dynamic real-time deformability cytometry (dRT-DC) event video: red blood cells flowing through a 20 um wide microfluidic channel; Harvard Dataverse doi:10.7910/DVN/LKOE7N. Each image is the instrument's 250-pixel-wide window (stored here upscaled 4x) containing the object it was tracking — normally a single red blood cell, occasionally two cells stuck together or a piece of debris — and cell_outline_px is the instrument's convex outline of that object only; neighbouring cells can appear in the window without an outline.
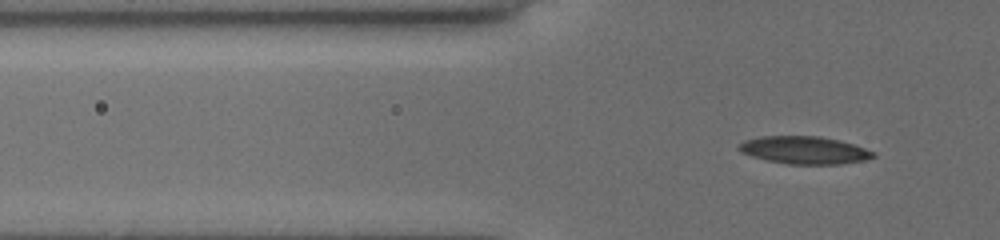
{"species": "common noctule bat (a hibernating species)", "species_latin": "Nyctalus noctula", "temperature_condition": "cold", "stored_images_in_passage": 39, "camera_frame_rate_fps": 3000, "um_per_image_px": 0.085, "animal": {"sex": "female", "body_mass_g": 19.5, "forearm_length_mm": 54.1}, "frame": {"image": 1, "passage_image": 5, "time_ms": 1.333, "image_size_px": [1000, 240], "cell_outline_px": [[876, 156], [864, 160], [840, 164], [788, 164], [768, 160], [752, 156], [740, 152], [736, 148], [744, 140], [760, 136], [820, 136], [840, 140], [876, 152]], "centroid_in_image_um": [68.36, 12.75], "position_along_channel_um": 57.4, "area_um2": 21.62}}
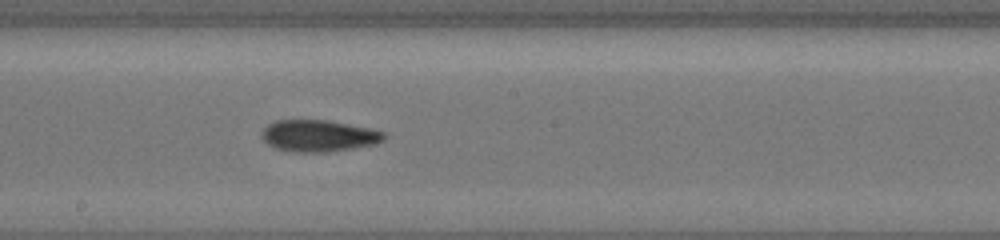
{"frame": {"image": 2, "passage_image": 19, "time_ms": 6.0, "image_size_px": [1000, 240], "cell_outline_px": [[384, 140], [376, 144], [328, 152], [292, 152], [276, 148], [268, 144], [260, 136], [260, 132], [268, 124], [276, 120], [328, 120], [368, 128], [384, 132]], "centroid_in_image_um": [27.04, 11.54], "position_along_channel_um": 221.2, "area_um2": 22.54}}
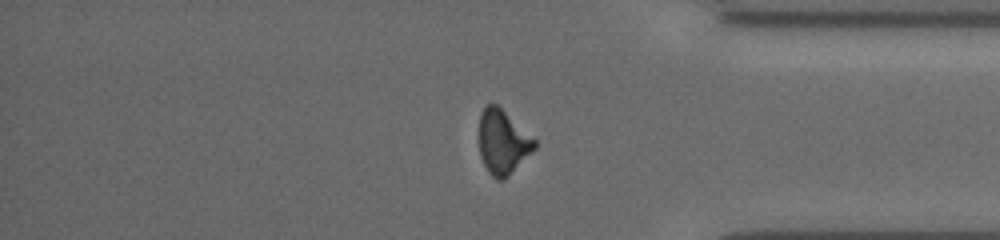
{"frame": {"image": 3, "passage_image": 33, "time_ms": 10.667, "image_size_px": [1000, 240], "cell_outline_px": [[536, 148], [504, 180], [496, 180], [488, 172], [480, 156], [480, 112], [488, 104], [496, 104], [536, 140]], "centroid_in_image_um": [42.73, 12.1], "position_along_channel_um": 392.5, "area_um2": 20.46}}